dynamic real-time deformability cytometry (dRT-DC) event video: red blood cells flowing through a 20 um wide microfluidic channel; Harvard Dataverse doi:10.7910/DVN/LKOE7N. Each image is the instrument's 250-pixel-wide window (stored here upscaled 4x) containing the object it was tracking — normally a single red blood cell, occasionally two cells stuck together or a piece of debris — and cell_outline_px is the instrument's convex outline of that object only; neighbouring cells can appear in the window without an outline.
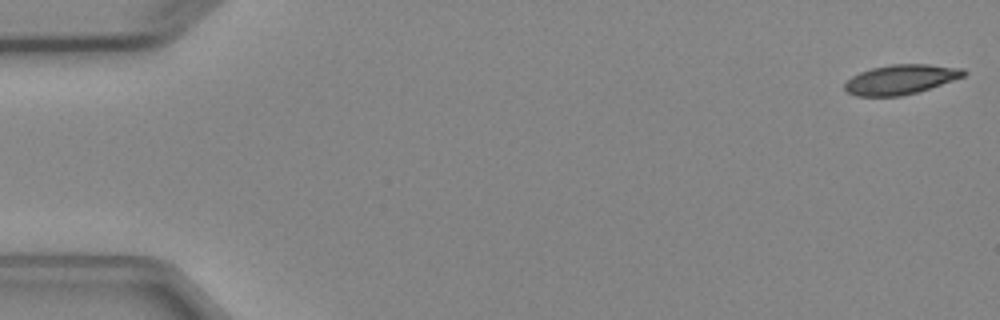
{"species": "Egyptian fruit bat (a non-hibernating species)", "species_latin": "Rousettus aegyptiacus", "temperature_condition": "cold", "stored_images_in_passage": 5, "camera_frame_rate_fps": 3000, "um_per_image_px": 0.085, "animal": {"sex": "female"}, "frame": {"image": 1, "passage_image": 1, "time_ms": 0.0, "image_size_px": [1000, 320], "cell_outline_px": [[968, 72], [964, 76], [916, 92], [900, 96], [856, 96], [848, 92], [844, 88], [844, 84], [852, 76], [860, 72], [872, 68], [892, 64], [928, 64], [964, 68]], "centroid_in_image_um": [76.56, 6.74], "position_along_channel_um": 8.4, "area_um2": 20.35}}
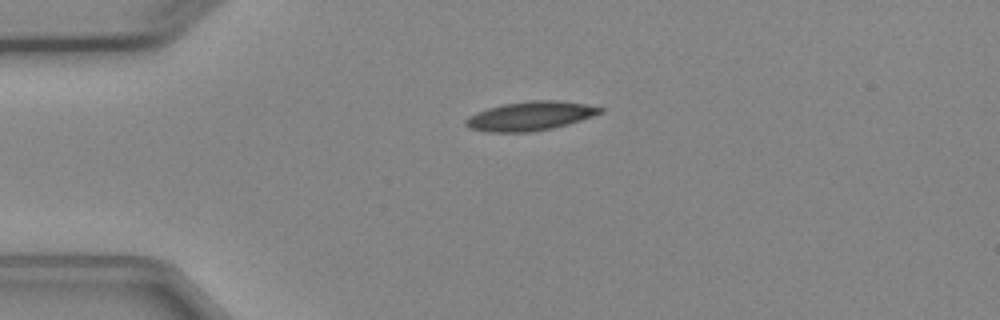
{"frame": {"image": 2, "passage_image": 4, "time_ms": 3.667, "image_size_px": [1000, 320], "cell_outline_px": [[604, 112], [568, 124], [552, 128], [532, 132], [484, 132], [468, 128], [464, 124], [464, 120], [468, 116], [476, 112], [488, 108], [504, 104], [532, 100], [560, 100], [584, 104], [604, 108]], "centroid_in_image_um": [45.03, 9.87], "position_along_channel_um": 40.0, "area_um2": 22.83}}